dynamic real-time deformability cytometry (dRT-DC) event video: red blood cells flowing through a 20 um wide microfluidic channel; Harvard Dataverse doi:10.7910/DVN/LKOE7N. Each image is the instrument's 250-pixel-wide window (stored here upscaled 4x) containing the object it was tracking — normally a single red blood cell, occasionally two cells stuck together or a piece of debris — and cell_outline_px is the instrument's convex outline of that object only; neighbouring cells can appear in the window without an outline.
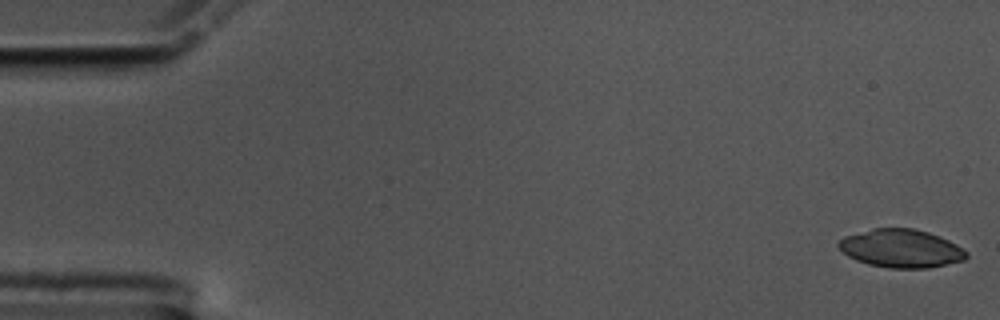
{"species": "common noctule bat (a hibernating species)", "species_latin": "Nyctalus noctula", "temperature_condition": "cold", "stored_images_in_passage": 58, "camera_frame_rate_fps": 3000, "um_per_image_px": 0.085, "animal": {"sex": "male", "body_mass_g": 17.5, "forearm_length_mm": 52.3}, "frame": {"image": 1, "passage_image": 1, "time_ms": 0.0, "image_size_px": [1000, 320], "cell_outline_px": [[968, 256], [964, 260], [928, 268], [888, 268], [868, 264], [856, 260], [848, 256], [836, 244], [844, 236], [872, 228], [912, 228], [928, 232], [940, 236], [956, 244], [968, 252]], "centroid_in_image_um": [76.59, 21.11], "position_along_channel_um": 8.4, "area_um2": 28.5}}
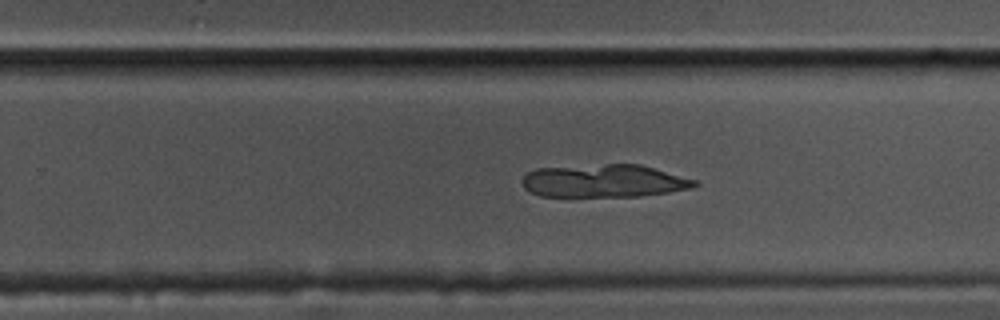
{"frame": {"image": 2, "passage_image": 36, "time_ms": 11.667, "image_size_px": [1000, 320], "cell_outline_px": [[700, 184], [692, 188], [668, 192], [640, 196], [540, 196], [524, 188], [520, 180], [528, 172], [536, 168], [608, 164], [640, 164], [696, 180]], "centroid_in_image_um": [51.33, 15.38], "position_along_channel_um": 278.5, "area_um2": 32.95}}
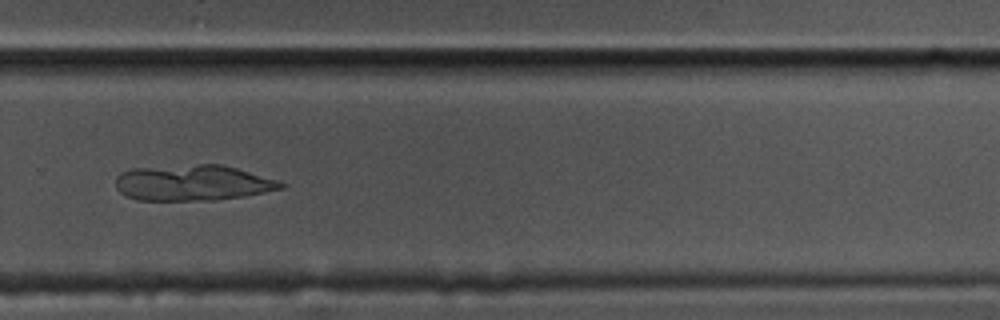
{"frame": {"image": 3, "passage_image": 39, "time_ms": 12.667, "image_size_px": [1000, 320], "cell_outline_px": [[288, 184], [284, 188], [244, 196], [212, 200], [136, 200], [124, 196], [116, 188], [116, 176], [120, 172], [132, 168], [200, 164], [224, 164], [280, 180]], "centroid_in_image_um": [16.4, 15.53], "position_along_channel_um": 313.4, "area_um2": 34.85}}